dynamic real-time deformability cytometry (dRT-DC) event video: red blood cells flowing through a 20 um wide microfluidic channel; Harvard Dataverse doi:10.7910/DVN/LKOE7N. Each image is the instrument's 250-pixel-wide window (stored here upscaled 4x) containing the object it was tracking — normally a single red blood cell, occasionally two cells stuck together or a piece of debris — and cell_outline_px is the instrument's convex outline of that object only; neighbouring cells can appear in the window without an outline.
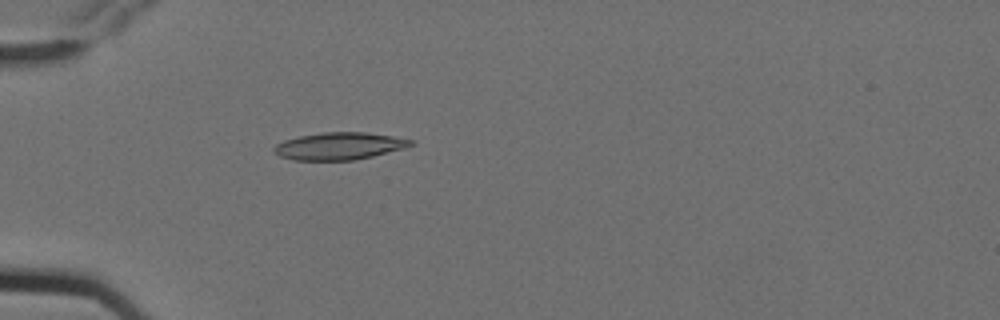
{"species": "Egyptian fruit bat (a non-hibernating species)", "species_latin": "Rousettus aegyptiacus", "temperature_condition": "cold", "stored_images_in_passage": 3, "camera_frame_rate_fps": 3000, "um_per_image_px": 0.085, "animal": {"sex": "female"}, "frame": {"image": 1, "passage_image": 3, "time_ms": 0.667, "image_size_px": [1000, 320], "cell_outline_px": [[412, 144], [404, 148], [372, 156], [352, 160], [292, 160], [280, 156], [272, 152], [272, 148], [276, 144], [284, 140], [300, 136], [324, 132], [364, 132], [392, 136], [412, 140]], "centroid_in_image_um": [28.77, 12.42], "position_along_channel_um": 56.2, "area_um2": 21.56}}